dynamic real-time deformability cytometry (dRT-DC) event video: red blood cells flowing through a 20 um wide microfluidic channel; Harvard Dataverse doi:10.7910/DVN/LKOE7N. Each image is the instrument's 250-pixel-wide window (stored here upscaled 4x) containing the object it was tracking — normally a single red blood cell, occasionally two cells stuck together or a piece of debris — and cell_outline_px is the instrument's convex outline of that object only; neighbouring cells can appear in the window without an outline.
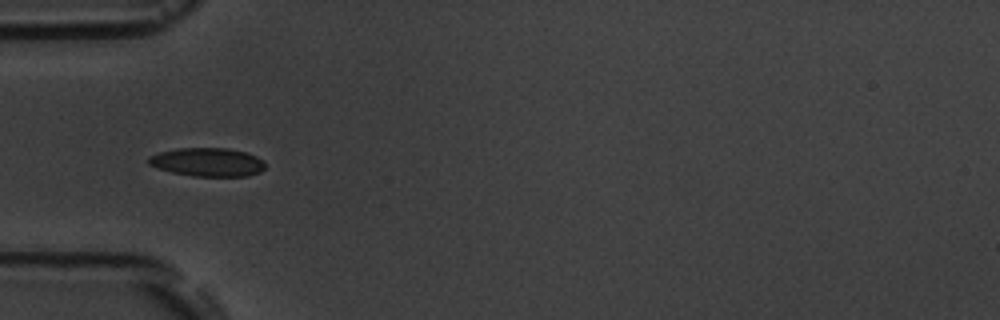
{"species": "common noctule bat (a hibernating species)", "species_latin": "Nyctalus noctula", "temperature_condition": "room temperature", "stored_images_in_passage": 7, "camera_frame_rate_fps": 3000, "um_per_image_px": 0.085, "animal": {"sex": "male", "body_mass_g": 19.5, "forearm_length_mm": 54.6}, "frame": {"image": 1, "passage_image": 5, "time_ms": 5.667, "image_size_px": [1000, 320], "cell_outline_px": [[264, 168], [260, 172], [248, 176], [192, 176], [172, 172], [156, 168], [148, 164], [148, 156], [160, 152], [176, 148], [228, 148], [248, 152], [264, 160]], "centroid_in_image_um": [17.64, 13.77], "position_along_channel_um": 67.4, "area_um2": 19.59}}
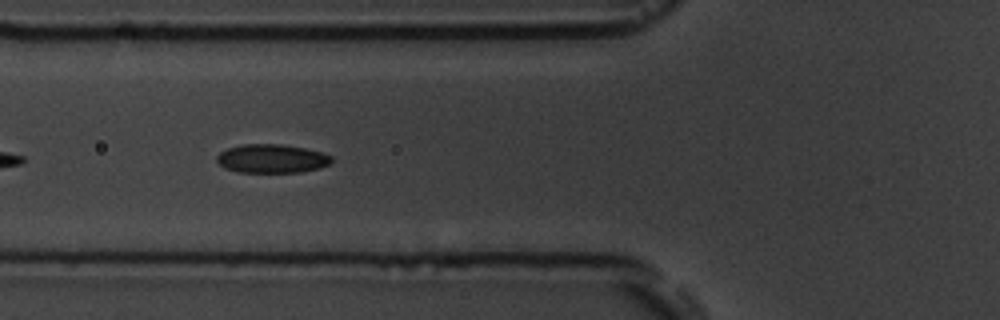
{"frame": {"image": 2, "passage_image": 6, "time_ms": 6.667, "image_size_px": [1000, 320], "cell_outline_px": [[332, 160], [328, 164], [320, 168], [300, 172], [236, 172], [224, 168], [216, 160], [216, 156], [220, 152], [228, 148], [244, 144], [280, 144], [304, 148], [320, 152], [332, 156]], "centroid_in_image_um": [23.07, 13.48], "position_along_channel_um": 102.7, "area_um2": 19.13}}
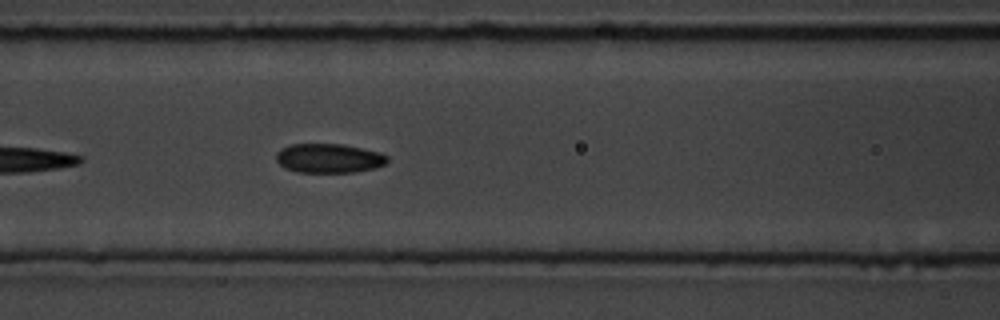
{"frame": {"image": 3, "passage_image": 7, "time_ms": 7.667, "image_size_px": [1000, 320], "cell_outline_px": [[388, 160], [384, 164], [372, 168], [356, 172], [296, 172], [284, 168], [276, 160], [276, 152], [280, 148], [292, 144], [344, 144], [380, 152], [388, 156]], "centroid_in_image_um": [27.93, 13.44], "position_along_channel_um": 138.7, "area_um2": 19.02}}